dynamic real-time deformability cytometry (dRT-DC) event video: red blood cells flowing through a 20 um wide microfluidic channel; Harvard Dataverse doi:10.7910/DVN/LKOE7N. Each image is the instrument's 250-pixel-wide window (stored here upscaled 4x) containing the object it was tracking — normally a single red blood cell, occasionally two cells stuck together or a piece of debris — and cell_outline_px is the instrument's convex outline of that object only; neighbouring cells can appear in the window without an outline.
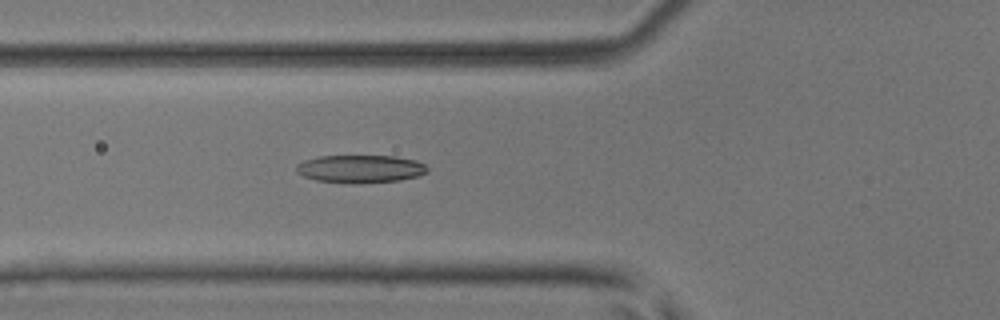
{"species": "common noctule bat (a hibernating species)", "species_latin": "Nyctalus noctula", "temperature_condition": "room temperature", "stored_images_in_passage": 4, "camera_frame_rate_fps": 3000, "um_per_image_px": 0.085, "animal": {"sex": "male", "body_mass_g": 17.9, "forearm_length_mm": 54.2}, "frame": {"image": 1, "passage_image": 4, "time_ms": 1.0, "image_size_px": [1000, 320], "cell_outline_px": [[428, 172], [420, 176], [400, 180], [316, 180], [304, 176], [296, 172], [296, 164], [304, 160], [320, 156], [396, 156], [416, 160], [424, 164], [428, 168]], "centroid_in_image_um": [30.67, 14.29], "position_along_channel_um": 95.1, "area_um2": 20.23}}